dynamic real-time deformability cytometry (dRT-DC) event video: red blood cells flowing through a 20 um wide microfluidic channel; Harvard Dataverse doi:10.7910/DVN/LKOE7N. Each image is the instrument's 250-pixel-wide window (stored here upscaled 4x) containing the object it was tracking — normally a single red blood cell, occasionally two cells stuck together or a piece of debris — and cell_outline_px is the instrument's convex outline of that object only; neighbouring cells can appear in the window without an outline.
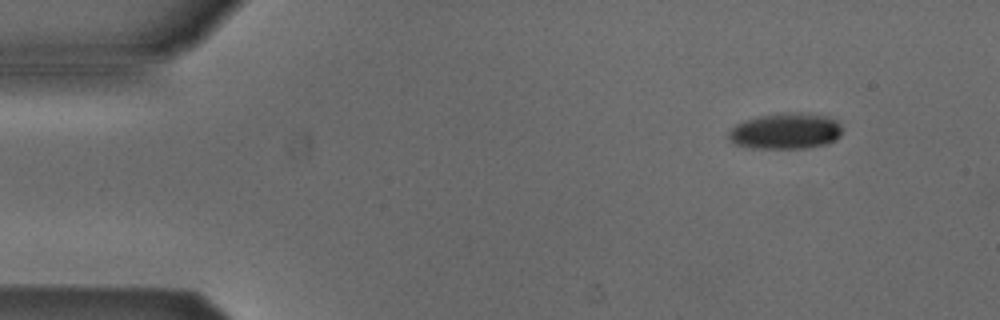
{"species": "Egyptian fruit bat (a non-hibernating species)", "species_latin": "Rousettus aegyptiacus", "temperature_condition": "cold", "stored_images_in_passage": 5, "camera_frame_rate_fps": 3000, "um_per_image_px": 0.085, "animal": {"sex": "male"}, "frame": {"image": 1, "passage_image": 2, "time_ms": 0.333, "image_size_px": [1000, 320], "cell_outline_px": [[840, 136], [836, 140], [828, 144], [808, 148], [748, 148], [736, 144], [728, 136], [728, 132], [736, 124], [744, 120], [760, 116], [788, 112], [808, 112], [828, 116], [836, 120], [840, 124]], "centroid_in_image_um": [66.81, 11.14], "position_along_channel_um": 18.2, "area_um2": 24.04}}
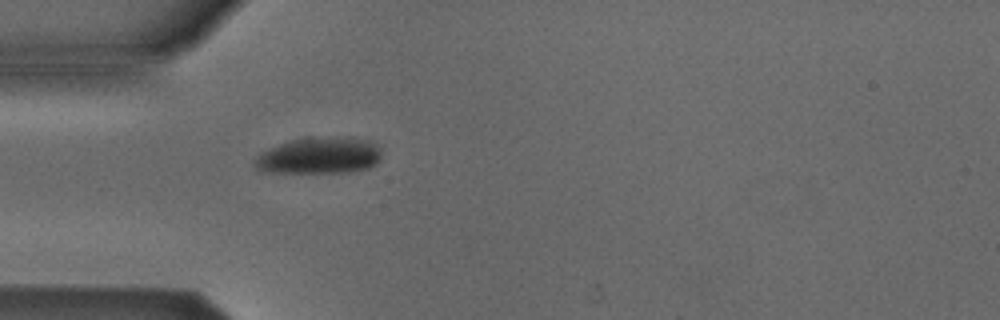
{"frame": {"image": 2, "passage_image": 5, "time_ms": 1.333, "image_size_px": [1000, 320], "cell_outline_px": [[380, 160], [376, 164], [368, 168], [348, 172], [260, 172], [252, 164], [252, 160], [260, 152], [276, 144], [292, 140], [312, 136], [352, 136], [372, 140], [376, 144], [380, 152]], "centroid_in_image_um": [27.11, 13.2], "position_along_channel_um": 57.9, "area_um2": 27.8}}